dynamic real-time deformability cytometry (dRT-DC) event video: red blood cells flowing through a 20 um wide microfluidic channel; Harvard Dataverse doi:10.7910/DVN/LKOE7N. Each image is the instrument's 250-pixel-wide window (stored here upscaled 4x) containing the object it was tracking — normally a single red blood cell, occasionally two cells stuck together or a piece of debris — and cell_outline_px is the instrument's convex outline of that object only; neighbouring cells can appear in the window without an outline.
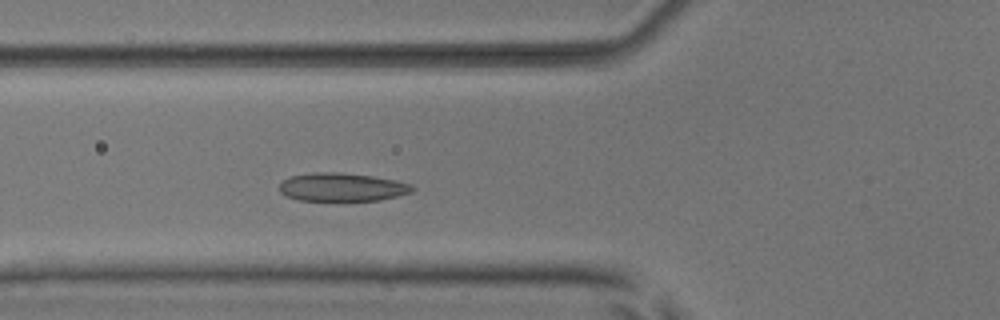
{"species": "common noctule bat (a hibernating species)", "species_latin": "Nyctalus noctula", "temperature_condition": "room temperature", "stored_images_in_passage": 48, "camera_frame_rate_fps": 3000, "um_per_image_px": 0.085, "animal": {"sex": "male", "body_mass_g": 17.9, "forearm_length_mm": 54.2}, "frame": {"image": 1, "passage_image": 15, "time_ms": 4.667, "image_size_px": [1000, 320], "cell_outline_px": [[416, 188], [412, 192], [380, 200], [300, 200], [288, 196], [280, 192], [280, 184], [284, 180], [292, 176], [312, 172], [340, 172], [372, 176], [396, 180], [412, 184]], "centroid_in_image_um": [29.12, 15.89], "position_along_channel_um": 96.7, "area_um2": 21.79}}
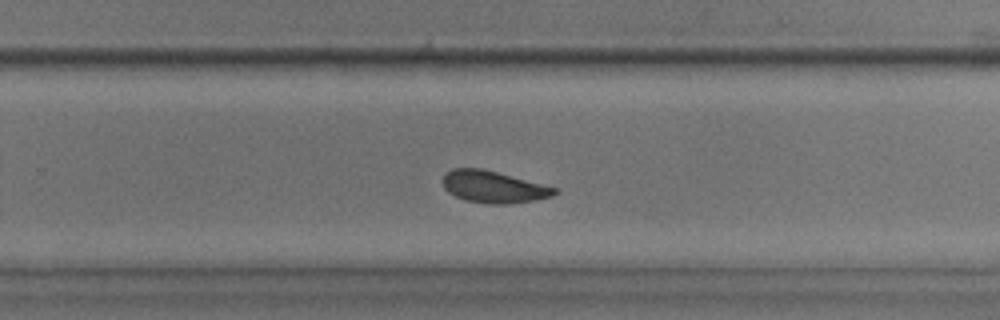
{"frame": {"image": 2, "passage_image": 30, "time_ms": 9.667, "image_size_px": [1000, 320], "cell_outline_px": [[560, 188], [552, 196], [536, 200], [508, 204], [488, 204], [464, 200], [448, 192], [444, 188], [444, 172], [452, 168], [480, 168]], "centroid_in_image_um": [41.95, 15.89], "position_along_channel_um": 287.8, "area_um2": 20.81}}
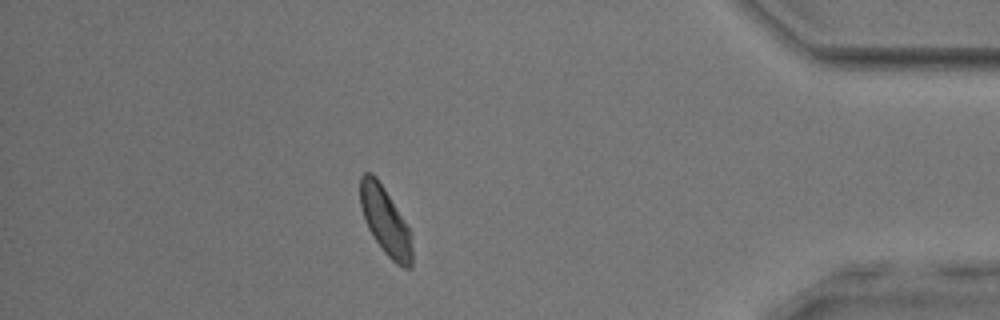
{"frame": {"image": 3, "passage_image": 42, "time_ms": 13.667, "image_size_px": [1000, 320], "cell_outline_px": [[412, 268], [404, 268], [396, 264], [384, 252], [372, 236], [364, 220], [360, 208], [360, 176], [364, 172], [372, 172], [376, 176], [384, 188], [412, 232]], "centroid_in_image_um": [32.75, 18.8], "position_along_channel_um": 402.4, "area_um2": 20.75}, "authors_computed_cell_mechanics": {"area_um2": 21.5016, "velocity_mm_per_s": 3.834, "shape_relaxation_time_tau1_ms": 2.9486, "shape_relaxation_time_tau2_ms": 1.9284, "deformation_change_tau1": 0.0913, "deformation_change_tau2": 0.074}}